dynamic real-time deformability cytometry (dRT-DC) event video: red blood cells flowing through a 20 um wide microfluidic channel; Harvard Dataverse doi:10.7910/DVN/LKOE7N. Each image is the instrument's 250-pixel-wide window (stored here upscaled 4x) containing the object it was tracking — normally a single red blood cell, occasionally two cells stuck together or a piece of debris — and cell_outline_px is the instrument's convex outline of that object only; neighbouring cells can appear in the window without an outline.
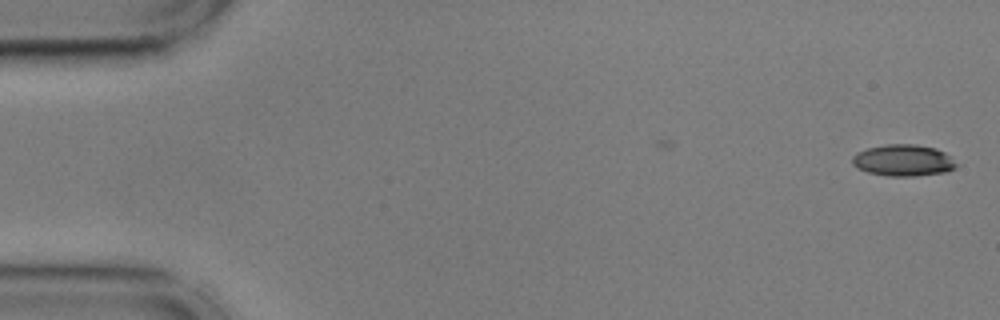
{"species": "common noctule bat (a hibernating species)", "species_latin": "Nyctalus noctula", "temperature_condition": "cold", "stored_images_in_passage": 9, "camera_frame_rate_fps": 3000, "um_per_image_px": 0.085, "animal": {"sex": "male", "body_mass_g": 17.9, "forearm_length_mm": 54.2}, "frame": {"image": 1, "passage_image": 1, "time_ms": 0.0, "image_size_px": [1000, 320], "cell_outline_px": [[960, 164], [956, 168], [948, 172], [916, 176], [888, 176], [868, 172], [852, 164], [852, 156], [856, 152], [868, 148], [884, 144], [916, 144], [936, 148], [944, 152]], "centroid_in_image_um": [76.83, 13.63], "position_along_channel_um": 8.2, "area_um2": 19.36}}